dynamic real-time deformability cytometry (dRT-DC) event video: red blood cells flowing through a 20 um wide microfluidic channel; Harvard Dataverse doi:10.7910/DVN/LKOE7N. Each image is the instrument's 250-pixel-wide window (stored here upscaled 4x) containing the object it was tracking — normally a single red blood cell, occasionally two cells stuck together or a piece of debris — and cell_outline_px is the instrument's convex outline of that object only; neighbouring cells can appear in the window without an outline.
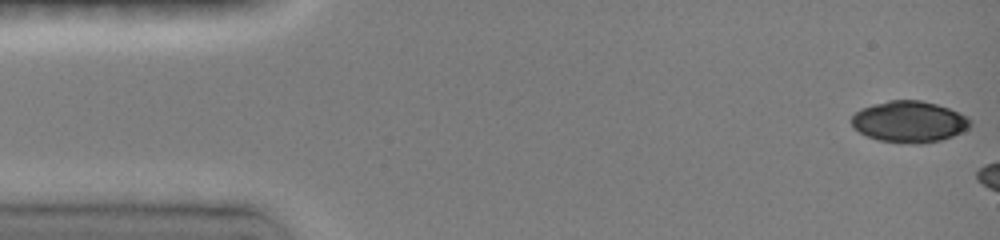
{"species": "common noctule bat (a hibernating species)", "species_latin": "Nyctalus noctula", "temperature_condition": "room temperature", "stored_images_in_passage": 4, "camera_frame_rate_fps": 3000, "um_per_image_px": 0.085, "animal": {"sex": "female", "body_mass_g": 19.0, "forearm_length_mm": 51.5}, "frame": {"image": 1, "passage_image": 1, "time_ms": 0.0, "image_size_px": [1000, 240], "cell_outline_px": [[972, 124], [968, 128], [952, 136], [940, 140], [920, 144], [912, 144], [876, 140], [860, 132], [852, 124], [852, 116], [860, 108], [872, 104], [888, 100], [920, 100], [936, 104], [960, 112], [968, 116], [972, 120]], "centroid_in_image_um": [77.3, 10.34], "position_along_channel_um": 7.7, "area_um2": 28.67}}